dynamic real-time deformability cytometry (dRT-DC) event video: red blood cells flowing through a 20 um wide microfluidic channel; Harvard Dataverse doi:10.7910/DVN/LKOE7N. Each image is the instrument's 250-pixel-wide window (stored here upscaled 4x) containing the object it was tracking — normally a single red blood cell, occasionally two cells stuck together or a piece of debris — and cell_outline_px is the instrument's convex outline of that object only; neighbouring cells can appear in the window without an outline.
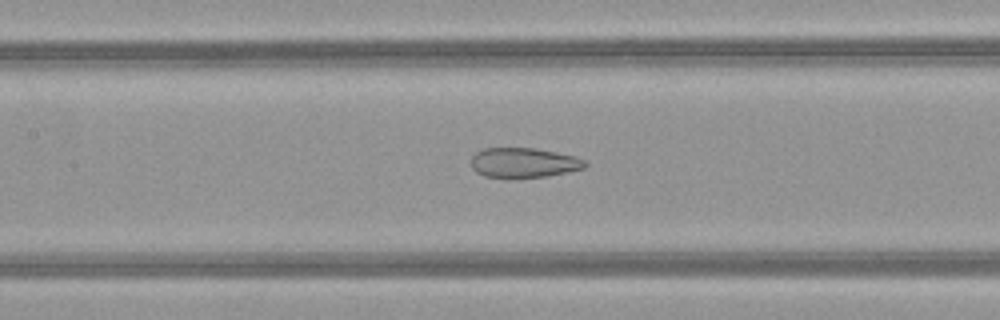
{"species": "common noctule bat (a hibernating species)", "species_latin": "Nyctalus noctula", "temperature_condition": "warm", "stored_images_in_passage": 41, "camera_frame_rate_fps": 3000, "um_per_image_px": 0.085, "animal": {"sex": "female", "body_mass_g": 21.9}, "frame": {"image": 1, "passage_image": 14, "time_ms": 4.333, "image_size_px": [1000, 320], "cell_outline_px": [[588, 164], [584, 168], [568, 172], [548, 176], [508, 180], [484, 176], [476, 172], [472, 168], [472, 156], [476, 152], [484, 148], [536, 148], [576, 156], [584, 160]], "centroid_in_image_um": [44.5, 13.86], "position_along_channel_um": 162.9, "area_um2": 20.4}}
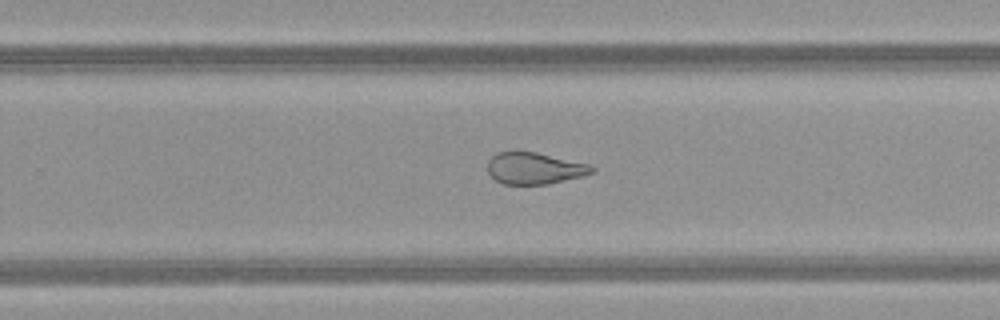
{"frame": {"image": 2, "passage_image": 23, "time_ms": 7.333, "image_size_px": [1000, 320], "cell_outline_px": [[596, 172], [584, 176], [548, 184], [504, 184], [496, 180], [488, 172], [488, 160], [496, 152], [536, 152], [588, 164], [596, 168]], "centroid_in_image_um": [45.46, 14.31], "position_along_channel_um": 284.3, "area_um2": 19.19}}
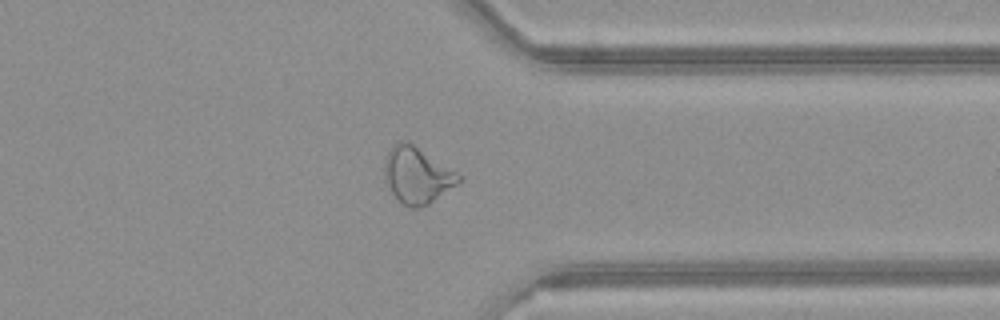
{"frame": {"image": 3, "passage_image": 30, "time_ms": 9.667, "image_size_px": [1000, 320], "cell_outline_px": [[464, 176], [456, 184], [428, 204], [420, 208], [408, 208], [392, 192], [384, 176], [384, 160], [388, 152], [400, 140], [408, 140]], "centroid_in_image_um": [35.46, 14.87], "position_along_channel_um": 375.9, "area_um2": 24.16}, "authors_computed_cell_mechanics": {"area_um2": 24.1604, "velocity_mm_per_s": 4.0661, "shape_relaxation_time_tau1_ms": null, "shape_relaxation_time_tau2_ms": 2.0798, "deformation_change_tau1": null, "deformation_change_tau2": 0.1028}}